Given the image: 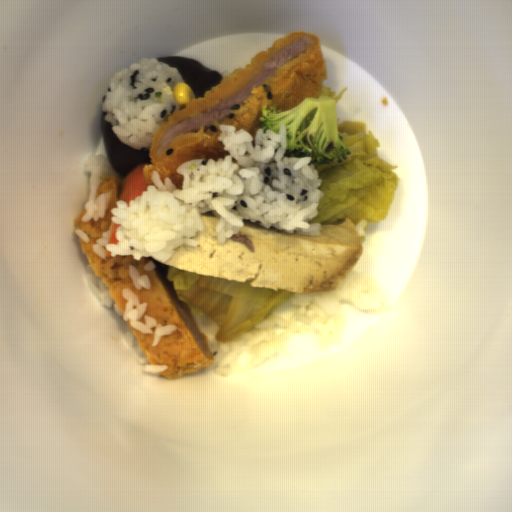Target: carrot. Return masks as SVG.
Returning <instances> with one entry per match:
<instances>
[{
    "label": "carrot",
    "mask_w": 512,
    "mask_h": 512,
    "mask_svg": "<svg viewBox=\"0 0 512 512\" xmlns=\"http://www.w3.org/2000/svg\"><path fill=\"white\" fill-rule=\"evenodd\" d=\"M143 165L144 164H138L135 166L124 180L119 183L117 200H125L128 207L131 199L134 200L137 195L141 196L142 192L147 191L148 184H146L145 177L143 175Z\"/></svg>",
    "instance_id": "b8716197"
}]
</instances>
